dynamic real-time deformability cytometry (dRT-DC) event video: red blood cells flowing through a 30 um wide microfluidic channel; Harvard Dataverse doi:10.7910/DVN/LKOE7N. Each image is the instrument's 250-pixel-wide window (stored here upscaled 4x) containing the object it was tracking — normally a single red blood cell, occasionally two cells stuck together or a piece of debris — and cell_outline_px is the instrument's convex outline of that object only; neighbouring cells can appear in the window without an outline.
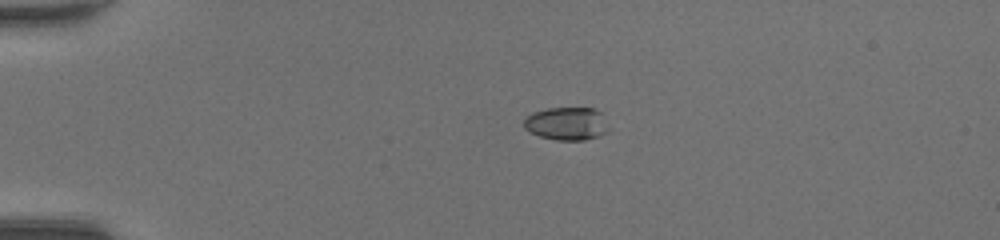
{"species": "common noctule bat (a hibernating species)", "species_latin": "Nyctalus noctula", "temperature_condition": "room temperature", "stored_images_in_passage": 38, "camera_frame_rate_fps": 3000, "um_per_image_px": 0.085, "animal": {"sex": "female", "body_mass_g": 20.0, "forearm_length_mm": 54.0}, "frame": {"image": 1, "passage_image": 1, "time_ms": 0.0, "image_size_px": [1000, 240], "cell_outline_px": [[608, 132], [584, 140], [556, 140], [540, 136], [524, 128], [524, 120], [532, 112], [548, 108], [592, 108], [604, 112], [608, 128]], "centroid_in_image_um": [48.21, 10.49], "position_along_channel_um": 36.8, "area_um2": 16.36}}
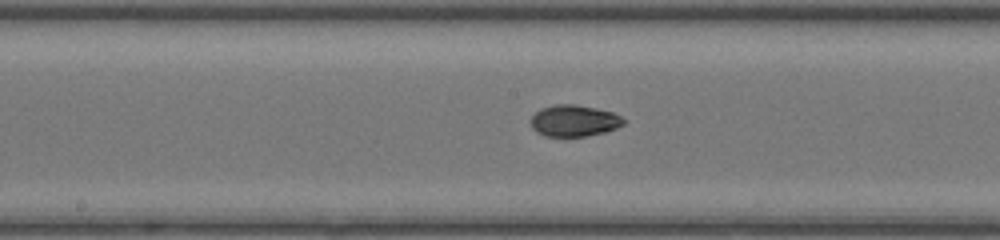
{"frame": {"image": 2, "passage_image": 16, "time_ms": 5.0, "image_size_px": [1000, 240], "cell_outline_px": [[628, 120], [624, 124], [616, 128], [604, 132], [584, 136], [544, 136], [536, 132], [532, 128], [532, 116], [540, 108], [556, 104], [576, 104], [596, 108], [612, 112]], "centroid_in_image_um": [48.81, 10.25], "position_along_channel_um": 199.4, "area_um2": 17.05}}
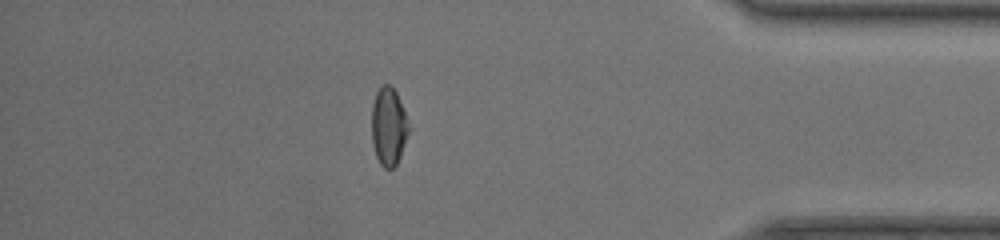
{"frame": {"image": 3, "passage_image": 32, "time_ms": 10.333, "image_size_px": [1000, 240], "cell_outline_px": [[412, 128], [400, 156], [396, 164], [392, 168], [384, 168], [380, 164], [376, 156], [372, 144], [372, 104], [376, 92], [384, 84], [388, 84], [396, 92]], "centroid_in_image_um": [33.05, 10.77], "position_along_channel_um": 402.1, "area_um2": 17.05}, "authors_computed_cell_mechanics": {"area_um2": 17.051, "velocity_mm_per_s": 4.3849, "shape_relaxation_time_tau1_ms": 4.9325, "shape_relaxation_time_tau2_ms": 2.3147, "deformation_change_tau1": 0.1665, "deformation_change_tau2": 0.0556}}